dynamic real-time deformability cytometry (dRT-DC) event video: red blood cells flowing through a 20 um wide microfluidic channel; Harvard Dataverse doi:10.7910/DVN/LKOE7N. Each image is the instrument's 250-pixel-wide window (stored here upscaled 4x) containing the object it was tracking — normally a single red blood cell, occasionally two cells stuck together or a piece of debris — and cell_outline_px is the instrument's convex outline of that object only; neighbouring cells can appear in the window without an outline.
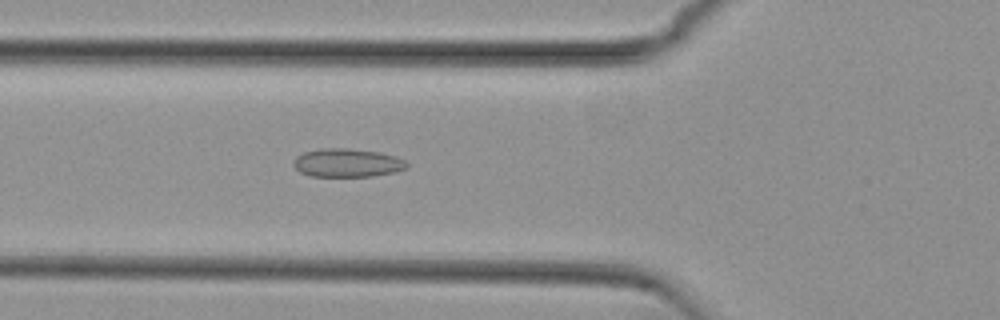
{"species": "common noctule bat (a hibernating species)", "species_latin": "Nyctalus noctula", "temperature_condition": "cold", "stored_images_in_passage": 42, "camera_frame_rate_fps": 3000, "um_per_image_px": 0.085, "animal": {"sex": "female", "body_mass_g": 29.2, "forearm_length_mm": 56.3}, "frame": {"image": 1, "passage_image": 7, "time_ms": 2.0, "image_size_px": [1000, 320], "cell_outline_px": [[408, 168], [396, 172], [372, 176], [312, 176], [300, 172], [292, 164], [292, 160], [296, 156], [304, 152], [320, 148], [348, 148], [380, 152], [396, 156], [404, 160], [408, 164]], "centroid_in_image_um": [29.52, 13.83], "position_along_channel_um": 96.3, "area_um2": 18.96}}
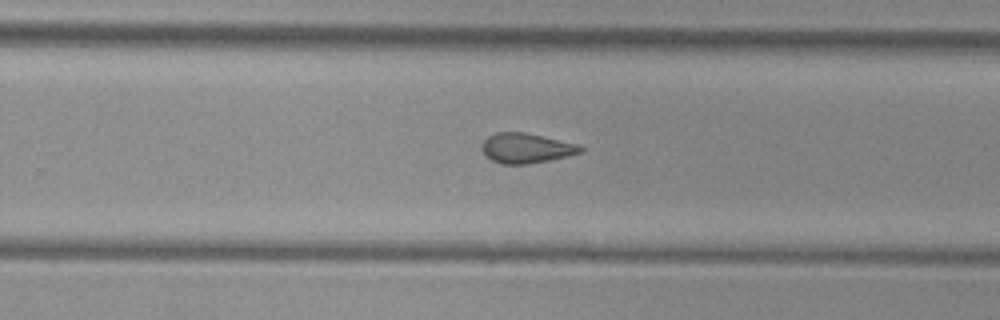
{"frame": {"image": 2, "passage_image": 22, "time_ms": 7.0, "image_size_px": [1000, 320], "cell_outline_px": [[584, 152], [568, 156], [528, 164], [500, 164], [492, 160], [480, 148], [480, 144], [488, 136], [496, 132], [524, 132], [576, 144], [584, 148]], "centroid_in_image_um": [44.7, 12.59], "position_along_channel_um": 285.1, "area_um2": 17.11}}
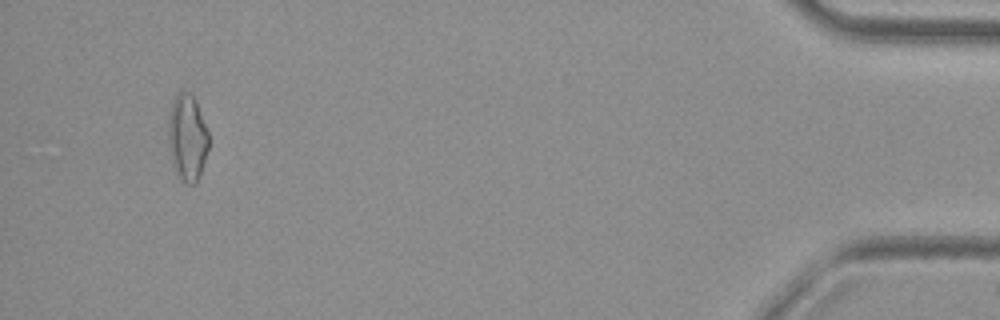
{"frame": {"image": 3, "passage_image": 39, "time_ms": 12.667, "image_size_px": [1000, 320], "cell_outline_px": [[208, 148], [200, 176], [196, 184], [184, 184], [176, 176], [172, 164], [168, 144], [168, 120], [172, 104], [176, 96], [180, 92], [188, 92], [196, 100], [208, 132]], "centroid_in_image_um": [15.91, 11.77], "position_along_channel_um": 419.3, "area_um2": 20.52}, "authors_computed_cell_mechanics": {"area_um2": 17.6868, "velocity_mm_per_s": 3.7738, "shape_relaxation_time_tau1_ms": null, "shape_relaxation_time_tau2_ms": 2.7481, "deformation_change_tau1": null, "deformation_change_tau2": 0.1101}}